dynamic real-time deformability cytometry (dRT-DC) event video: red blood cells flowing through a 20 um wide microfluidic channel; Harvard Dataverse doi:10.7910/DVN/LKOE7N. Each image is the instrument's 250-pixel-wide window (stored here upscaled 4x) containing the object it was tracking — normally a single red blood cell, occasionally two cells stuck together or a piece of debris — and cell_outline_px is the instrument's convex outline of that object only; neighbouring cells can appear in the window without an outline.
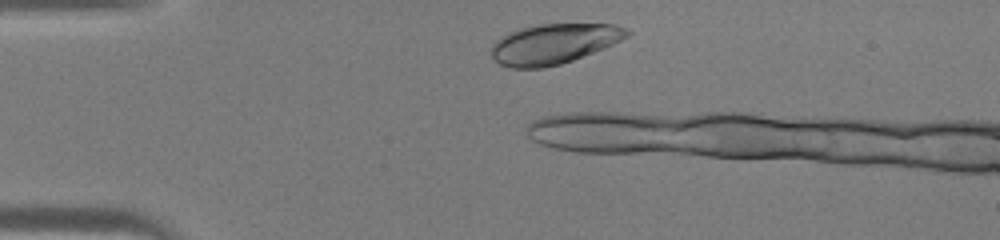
{"species": "human", "species_latin": "Homo sapiens", "temperature_condition": "warm", "stored_images_in_passage": 11, "camera_frame_rate_fps": 3000, "um_per_image_px": 0.085, "donor": {"sex": "male"}, "frame": {"image": 1, "passage_image": 2, "time_ms": 0.333, "image_size_px": [1000, 240], "cell_outline_px": [[632, 32], [628, 36], [604, 48], [572, 60], [560, 64], [540, 68], [512, 68], [500, 64], [492, 60], [492, 44], [500, 36], [508, 32], [532, 24], [616, 24], [628, 28]], "centroid_in_image_um": [47.05, 3.71], "position_along_channel_um": 37.9, "area_um2": 31.91}}